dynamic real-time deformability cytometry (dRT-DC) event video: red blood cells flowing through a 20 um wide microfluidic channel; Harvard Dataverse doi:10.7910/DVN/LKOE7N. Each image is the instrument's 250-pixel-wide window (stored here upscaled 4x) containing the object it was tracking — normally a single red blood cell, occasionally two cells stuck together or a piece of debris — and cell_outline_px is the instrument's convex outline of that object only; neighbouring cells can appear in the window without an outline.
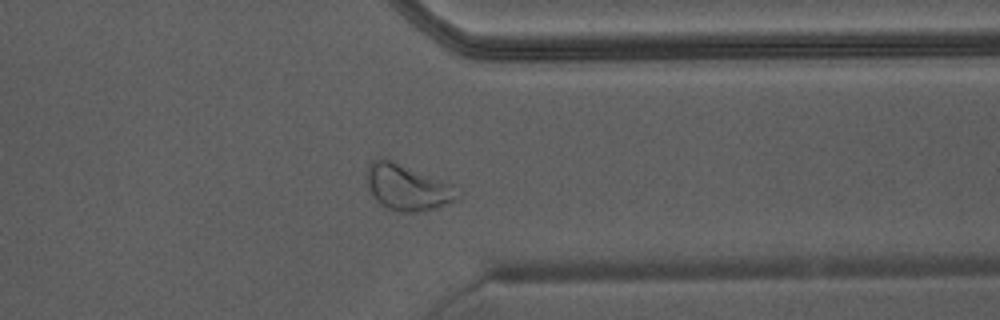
{"species": "Egyptian fruit bat (a non-hibernating species)", "species_latin": "Rousettus aegyptiacus", "temperature_condition": "warm", "stored_images_in_passage": 37, "camera_frame_rate_fps": 3000, "um_per_image_px": 0.085, "animal": {"sex": "male"}, "frame": {"image": 1, "passage_image": 27, "time_ms": 8.667, "image_size_px": [1000, 320], "cell_outline_px": [[460, 200], [436, 208], [412, 212], [400, 212], [388, 208], [380, 204], [372, 196], [368, 188], [368, 168], [372, 160], [392, 160], [452, 184], [460, 196]], "centroid_in_image_um": [34.66, 15.96], "position_along_channel_um": 376.7, "area_um2": 23.99}}